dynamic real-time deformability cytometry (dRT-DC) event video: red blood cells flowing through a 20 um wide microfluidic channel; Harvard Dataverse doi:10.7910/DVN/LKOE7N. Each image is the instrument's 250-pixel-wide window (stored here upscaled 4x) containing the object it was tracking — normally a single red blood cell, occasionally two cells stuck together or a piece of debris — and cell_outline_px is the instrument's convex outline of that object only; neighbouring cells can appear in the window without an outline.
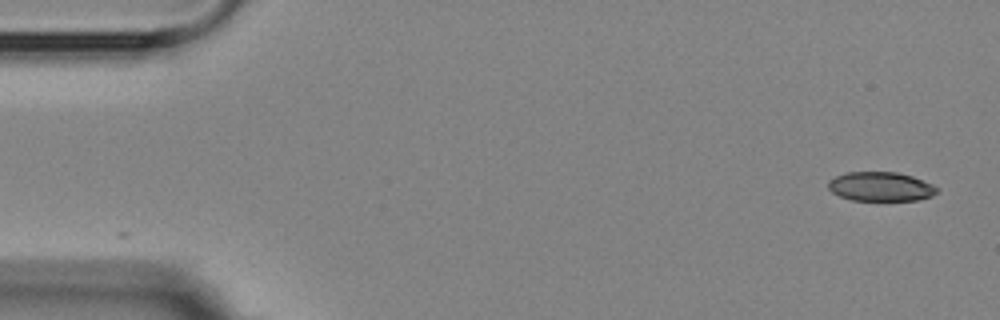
{"species": "Egyptian fruit bat (a non-hibernating species)", "species_latin": "Rousettus aegyptiacus", "temperature_condition": "room temperature", "stored_images_in_passage": 7, "segment_of_instrument_passage": [2, 2], "camera_frame_rate_fps": 3000, "um_per_image_px": 0.085, "animal": {"sex": "female"}, "frame": {"image": 1, "passage_image": 7, "time_ms": 6.667, "image_size_px": [1000, 320], "cell_outline_px": [[940, 188], [932, 196], [920, 200], [852, 200], [840, 196], [832, 192], [828, 188], [828, 180], [836, 176], [848, 172], [896, 172], [912, 176], [932, 184]], "centroid_in_image_um": [74.86, 15.86], "position_along_channel_um": 10.1, "area_um2": 18.5}}